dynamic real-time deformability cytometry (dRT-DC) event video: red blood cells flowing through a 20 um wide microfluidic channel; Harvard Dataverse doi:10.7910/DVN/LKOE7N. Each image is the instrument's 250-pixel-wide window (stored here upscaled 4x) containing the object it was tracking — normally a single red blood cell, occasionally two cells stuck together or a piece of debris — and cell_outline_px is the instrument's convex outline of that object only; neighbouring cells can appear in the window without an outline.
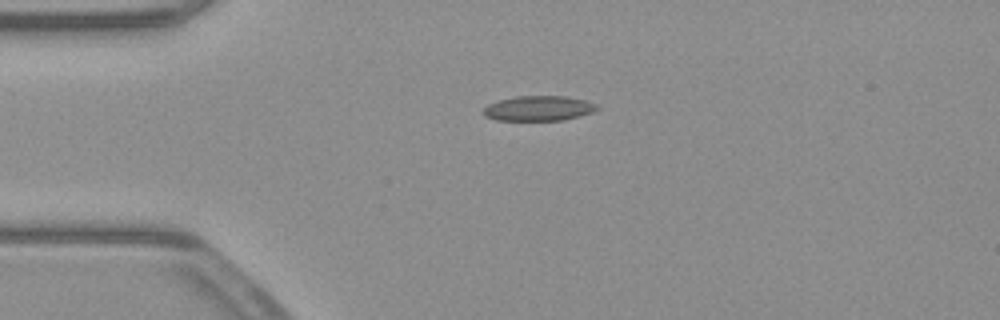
{"species": "common noctule bat (a hibernating species)", "species_latin": "Nyctalus noctula", "temperature_condition": "warm", "stored_images_in_passage": 38, "camera_frame_rate_fps": 3000, "um_per_image_px": 0.085, "animal": {"sex": "male", "body_mass_g": 23.1, "forearm_length_mm": 52.7}, "frame": {"image": 1, "passage_image": 2, "time_ms": 0.333, "image_size_px": [1000, 320], "cell_outline_px": [[600, 108], [592, 112], [580, 116], [564, 120], [496, 120], [484, 116], [484, 108], [488, 104], [496, 100], [516, 96], [564, 96], [584, 100], [596, 104]], "centroid_in_image_um": [45.77, 9.21], "position_along_channel_um": 39.2, "area_um2": 16.59}}
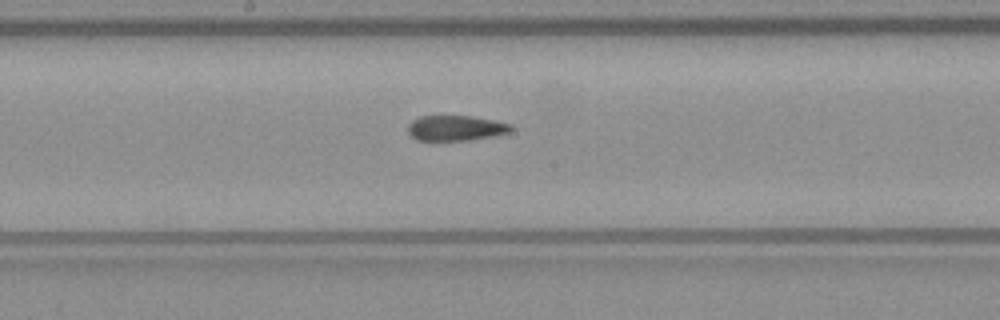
{"frame": {"image": 2, "passage_image": 17, "time_ms": 5.333, "image_size_px": [1000, 320], "cell_outline_px": [[516, 128], [512, 132], [492, 136], [468, 140], [416, 140], [408, 132], [408, 124], [412, 120], [420, 116], [472, 116], [496, 120], [512, 124]], "centroid_in_image_um": [38.8, 10.87], "position_along_channel_um": 209.4, "area_um2": 15.37}}
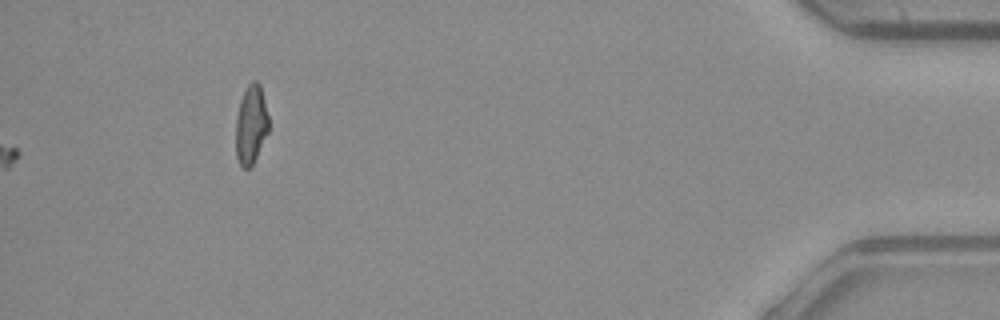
{"frame": {"image": 3, "passage_image": 38, "time_ms": 12.333, "image_size_px": [1000, 320], "cell_outline_px": [[268, 132], [252, 164], [248, 168], [240, 168], [236, 156], [236, 116], [240, 100], [248, 84], [252, 80], [256, 80], [260, 84], [268, 116]], "centroid_in_image_um": [21.32, 10.59], "position_along_channel_um": 413.9, "area_um2": 15.03}, "authors_computed_cell_mechanics": {"area_um2": 16.0395, "velocity_mm_per_s": 3.9383, "shape_relaxation_time_tau1_ms": null, "shape_relaxation_time_tau2_ms": 2.8456, "deformation_change_tau1": null, "deformation_change_tau2": 0.0936}}